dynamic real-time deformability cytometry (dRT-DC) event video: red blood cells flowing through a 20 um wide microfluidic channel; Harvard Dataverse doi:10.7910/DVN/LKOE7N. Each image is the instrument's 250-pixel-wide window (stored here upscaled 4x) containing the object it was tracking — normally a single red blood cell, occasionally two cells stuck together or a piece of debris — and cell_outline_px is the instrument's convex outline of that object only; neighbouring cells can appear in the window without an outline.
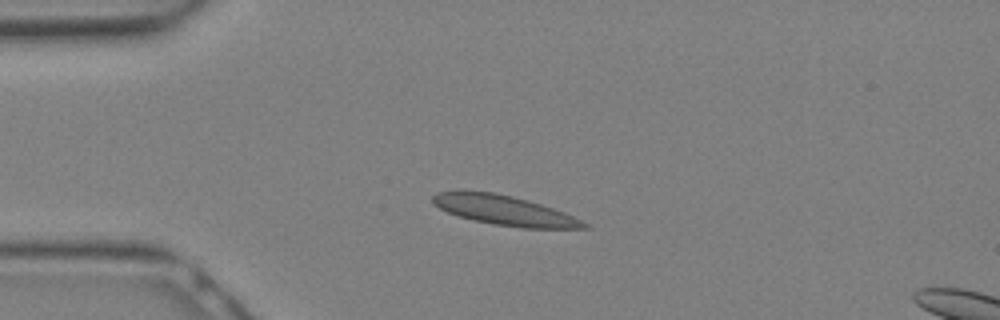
{"species": "Egyptian fruit bat (a non-hibernating species)", "species_latin": "Rousettus aegyptiacus", "temperature_condition": "warm", "stored_images_in_passage": 15, "camera_frame_rate_fps": 3000, "um_per_image_px": 0.085, "animal": {"sex": "female"}, "frame": {"image": 1, "passage_image": 6, "time_ms": 1.667, "image_size_px": [1000, 320], "cell_outline_px": [[592, 228], [524, 228], [496, 224], [472, 220], [448, 212], [432, 204], [432, 196], [436, 192], [460, 188], [492, 192], [512, 196], [528, 200], [564, 212], [588, 224]], "centroid_in_image_um": [42.78, 17.84], "position_along_channel_um": 42.2, "area_um2": 26.41}}
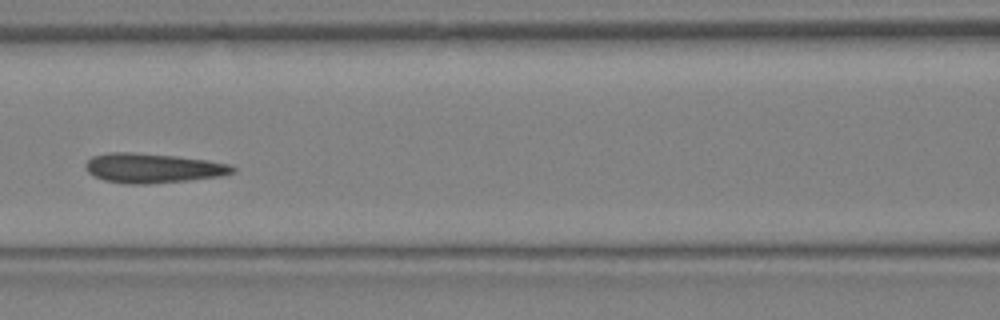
{"frame": {"image": 2, "passage_image": 12, "time_ms": 3.667, "image_size_px": [1000, 320], "cell_outline_px": [[236, 172], [220, 176], [188, 180], [148, 184], [128, 184], [104, 180], [92, 176], [84, 168], [84, 164], [92, 156], [108, 152], [132, 152], [176, 156], [204, 160], [228, 164], [236, 168]], "centroid_in_image_um": [12.93, 14.29], "position_along_channel_um": 153.7, "area_um2": 25.37}}
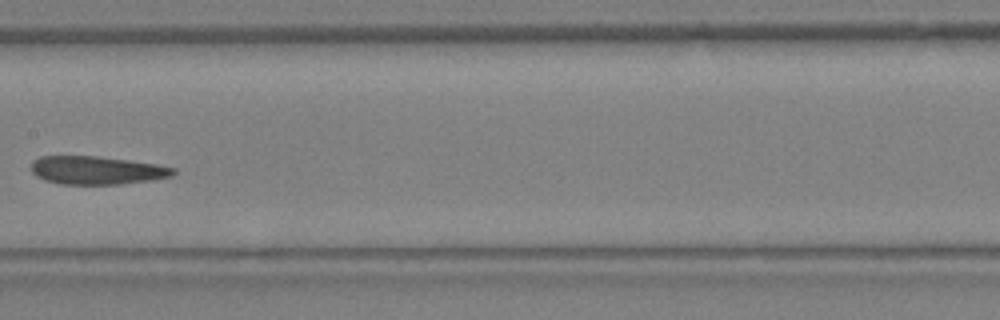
{"frame": {"image": 3, "passage_image": 14, "time_ms": 4.333, "image_size_px": [1000, 320], "cell_outline_px": [[176, 172], [172, 176], [152, 180], [120, 184], [60, 184], [44, 180], [36, 176], [32, 172], [32, 160], [40, 156], [100, 156], [156, 164], [176, 168]], "centroid_in_image_um": [8.22, 14.47], "position_along_channel_um": 199.2, "area_um2": 23.47}}